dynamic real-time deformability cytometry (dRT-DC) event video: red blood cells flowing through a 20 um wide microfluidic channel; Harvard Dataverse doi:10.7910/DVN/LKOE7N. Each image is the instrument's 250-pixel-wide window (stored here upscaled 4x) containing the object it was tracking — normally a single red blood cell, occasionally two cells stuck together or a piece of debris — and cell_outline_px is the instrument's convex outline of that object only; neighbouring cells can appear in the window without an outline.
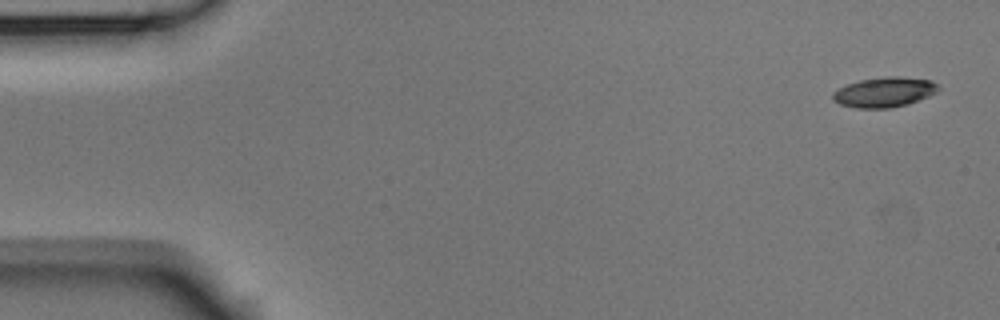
{"species": "Egyptian fruit bat (a non-hibernating species)", "species_latin": "Rousettus aegyptiacus", "temperature_condition": "room temperature", "stored_images_in_passage": 4, "camera_frame_rate_fps": 3000, "um_per_image_px": 0.085, "animal": {"sex": "male"}, "frame": {"image": 1, "passage_image": 1, "time_ms": 0.0, "image_size_px": [1000, 320], "cell_outline_px": [[940, 88], [936, 92], [928, 96], [908, 104], [888, 108], [856, 108], [840, 104], [832, 100], [832, 92], [848, 84], [860, 80], [884, 76], [900, 76], [932, 80]], "centroid_in_image_um": [75.16, 7.82], "position_along_channel_um": 9.8, "area_um2": 18.44}}
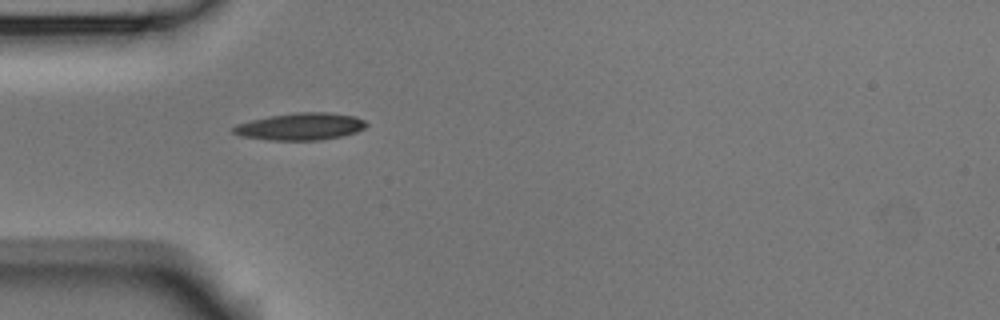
{"frame": {"image": 2, "passage_image": 4, "time_ms": 1.0, "image_size_px": [1000, 320], "cell_outline_px": [[368, 124], [364, 128], [356, 132], [340, 136], [320, 140], [272, 140], [240, 136], [232, 132], [232, 128], [236, 124], [268, 116], [296, 112], [328, 112], [356, 116], [364, 120]], "centroid_in_image_um": [25.54, 10.74], "position_along_channel_um": 59.5, "area_um2": 21.04}}